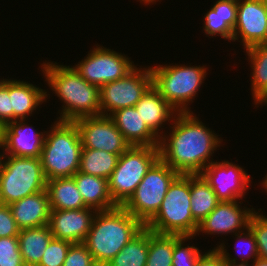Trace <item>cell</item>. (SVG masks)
Returning a JSON list of instances; mask_svg holds the SVG:
<instances>
[{
    "instance_id": "cell-23",
    "label": "cell",
    "mask_w": 267,
    "mask_h": 266,
    "mask_svg": "<svg viewBox=\"0 0 267 266\" xmlns=\"http://www.w3.org/2000/svg\"><path fill=\"white\" fill-rule=\"evenodd\" d=\"M76 186L82 195L84 203L97 211H107L116 208L109 192L106 178L76 172L72 176Z\"/></svg>"
},
{
    "instance_id": "cell-4",
    "label": "cell",
    "mask_w": 267,
    "mask_h": 266,
    "mask_svg": "<svg viewBox=\"0 0 267 266\" xmlns=\"http://www.w3.org/2000/svg\"><path fill=\"white\" fill-rule=\"evenodd\" d=\"M46 131L40 155L47 180L72 177L79 171L82 142L75 122L55 120Z\"/></svg>"
},
{
    "instance_id": "cell-21",
    "label": "cell",
    "mask_w": 267,
    "mask_h": 266,
    "mask_svg": "<svg viewBox=\"0 0 267 266\" xmlns=\"http://www.w3.org/2000/svg\"><path fill=\"white\" fill-rule=\"evenodd\" d=\"M18 228H35L47 225L50 203L46 190L24 197L9 205Z\"/></svg>"
},
{
    "instance_id": "cell-17",
    "label": "cell",
    "mask_w": 267,
    "mask_h": 266,
    "mask_svg": "<svg viewBox=\"0 0 267 266\" xmlns=\"http://www.w3.org/2000/svg\"><path fill=\"white\" fill-rule=\"evenodd\" d=\"M97 213L94 208L51 210L48 226L55 239L83 243Z\"/></svg>"
},
{
    "instance_id": "cell-40",
    "label": "cell",
    "mask_w": 267,
    "mask_h": 266,
    "mask_svg": "<svg viewBox=\"0 0 267 266\" xmlns=\"http://www.w3.org/2000/svg\"><path fill=\"white\" fill-rule=\"evenodd\" d=\"M224 240H222V242H218L219 244L216 247L217 251L221 254V256L224 259L225 262V266H253V263L250 265V262H243V261H238L239 259H237L238 257H233L232 254L230 255L226 245L223 242Z\"/></svg>"
},
{
    "instance_id": "cell-14",
    "label": "cell",
    "mask_w": 267,
    "mask_h": 266,
    "mask_svg": "<svg viewBox=\"0 0 267 266\" xmlns=\"http://www.w3.org/2000/svg\"><path fill=\"white\" fill-rule=\"evenodd\" d=\"M266 29L267 0H237V20L232 42H240L244 50L257 44H266Z\"/></svg>"
},
{
    "instance_id": "cell-11",
    "label": "cell",
    "mask_w": 267,
    "mask_h": 266,
    "mask_svg": "<svg viewBox=\"0 0 267 266\" xmlns=\"http://www.w3.org/2000/svg\"><path fill=\"white\" fill-rule=\"evenodd\" d=\"M137 66L140 65L136 64L125 77L100 88V115L109 116L118 109L134 107L152 85L150 66Z\"/></svg>"
},
{
    "instance_id": "cell-33",
    "label": "cell",
    "mask_w": 267,
    "mask_h": 266,
    "mask_svg": "<svg viewBox=\"0 0 267 266\" xmlns=\"http://www.w3.org/2000/svg\"><path fill=\"white\" fill-rule=\"evenodd\" d=\"M71 242L53 238L37 266H63Z\"/></svg>"
},
{
    "instance_id": "cell-24",
    "label": "cell",
    "mask_w": 267,
    "mask_h": 266,
    "mask_svg": "<svg viewBox=\"0 0 267 266\" xmlns=\"http://www.w3.org/2000/svg\"><path fill=\"white\" fill-rule=\"evenodd\" d=\"M46 191L51 210H76L88 207L73 177L47 180Z\"/></svg>"
},
{
    "instance_id": "cell-34",
    "label": "cell",
    "mask_w": 267,
    "mask_h": 266,
    "mask_svg": "<svg viewBox=\"0 0 267 266\" xmlns=\"http://www.w3.org/2000/svg\"><path fill=\"white\" fill-rule=\"evenodd\" d=\"M0 266H25L17 236L0 238Z\"/></svg>"
},
{
    "instance_id": "cell-1",
    "label": "cell",
    "mask_w": 267,
    "mask_h": 266,
    "mask_svg": "<svg viewBox=\"0 0 267 266\" xmlns=\"http://www.w3.org/2000/svg\"><path fill=\"white\" fill-rule=\"evenodd\" d=\"M159 138V158L179 174H200L214 162L223 139L191 112H177ZM212 157V158H211Z\"/></svg>"
},
{
    "instance_id": "cell-27",
    "label": "cell",
    "mask_w": 267,
    "mask_h": 266,
    "mask_svg": "<svg viewBox=\"0 0 267 266\" xmlns=\"http://www.w3.org/2000/svg\"><path fill=\"white\" fill-rule=\"evenodd\" d=\"M120 155L103 150L82 148L79 172L108 180L116 168Z\"/></svg>"
},
{
    "instance_id": "cell-26",
    "label": "cell",
    "mask_w": 267,
    "mask_h": 266,
    "mask_svg": "<svg viewBox=\"0 0 267 266\" xmlns=\"http://www.w3.org/2000/svg\"><path fill=\"white\" fill-rule=\"evenodd\" d=\"M191 214L199 224L220 202L201 174H190Z\"/></svg>"
},
{
    "instance_id": "cell-7",
    "label": "cell",
    "mask_w": 267,
    "mask_h": 266,
    "mask_svg": "<svg viewBox=\"0 0 267 266\" xmlns=\"http://www.w3.org/2000/svg\"><path fill=\"white\" fill-rule=\"evenodd\" d=\"M40 157L0 156V204L10 205L46 190Z\"/></svg>"
},
{
    "instance_id": "cell-43",
    "label": "cell",
    "mask_w": 267,
    "mask_h": 266,
    "mask_svg": "<svg viewBox=\"0 0 267 266\" xmlns=\"http://www.w3.org/2000/svg\"><path fill=\"white\" fill-rule=\"evenodd\" d=\"M138 1H140V3H142L143 5L147 4V5L151 6L152 4H156V2H158L159 0H138Z\"/></svg>"
},
{
    "instance_id": "cell-44",
    "label": "cell",
    "mask_w": 267,
    "mask_h": 266,
    "mask_svg": "<svg viewBox=\"0 0 267 266\" xmlns=\"http://www.w3.org/2000/svg\"><path fill=\"white\" fill-rule=\"evenodd\" d=\"M263 180V182L261 181V183H260V186L261 187H263V189L265 190V192L267 193V174L265 175V177L264 178H262Z\"/></svg>"
},
{
    "instance_id": "cell-18",
    "label": "cell",
    "mask_w": 267,
    "mask_h": 266,
    "mask_svg": "<svg viewBox=\"0 0 267 266\" xmlns=\"http://www.w3.org/2000/svg\"><path fill=\"white\" fill-rule=\"evenodd\" d=\"M148 128L160 138L167 128L166 123L173 121L177 111L160 95L159 91L151 85L134 106ZM164 127V128H162Z\"/></svg>"
},
{
    "instance_id": "cell-45",
    "label": "cell",
    "mask_w": 267,
    "mask_h": 266,
    "mask_svg": "<svg viewBox=\"0 0 267 266\" xmlns=\"http://www.w3.org/2000/svg\"><path fill=\"white\" fill-rule=\"evenodd\" d=\"M3 125L0 123V146L2 145L3 140Z\"/></svg>"
},
{
    "instance_id": "cell-15",
    "label": "cell",
    "mask_w": 267,
    "mask_h": 266,
    "mask_svg": "<svg viewBox=\"0 0 267 266\" xmlns=\"http://www.w3.org/2000/svg\"><path fill=\"white\" fill-rule=\"evenodd\" d=\"M242 201H220L209 215L199 223L195 236H199L200 232L203 236L204 234L207 236L208 234L226 236L245 230L256 209L252 205H250L252 208L242 207Z\"/></svg>"
},
{
    "instance_id": "cell-19",
    "label": "cell",
    "mask_w": 267,
    "mask_h": 266,
    "mask_svg": "<svg viewBox=\"0 0 267 266\" xmlns=\"http://www.w3.org/2000/svg\"><path fill=\"white\" fill-rule=\"evenodd\" d=\"M48 92L30 83V81L10 78L9 97L13 109V121L24 119L29 121L28 116H32L34 111L36 112V109L38 110L42 103H46L47 99L50 98Z\"/></svg>"
},
{
    "instance_id": "cell-16",
    "label": "cell",
    "mask_w": 267,
    "mask_h": 266,
    "mask_svg": "<svg viewBox=\"0 0 267 266\" xmlns=\"http://www.w3.org/2000/svg\"><path fill=\"white\" fill-rule=\"evenodd\" d=\"M26 121H12L3 127L1 155L40 157L46 131L36 130Z\"/></svg>"
},
{
    "instance_id": "cell-6",
    "label": "cell",
    "mask_w": 267,
    "mask_h": 266,
    "mask_svg": "<svg viewBox=\"0 0 267 266\" xmlns=\"http://www.w3.org/2000/svg\"><path fill=\"white\" fill-rule=\"evenodd\" d=\"M190 199V174H179L145 227L160 234L196 235L199 224L191 214Z\"/></svg>"
},
{
    "instance_id": "cell-25",
    "label": "cell",
    "mask_w": 267,
    "mask_h": 266,
    "mask_svg": "<svg viewBox=\"0 0 267 266\" xmlns=\"http://www.w3.org/2000/svg\"><path fill=\"white\" fill-rule=\"evenodd\" d=\"M17 237L25 266H37L49 242L54 238L48 224L35 228L21 229Z\"/></svg>"
},
{
    "instance_id": "cell-35",
    "label": "cell",
    "mask_w": 267,
    "mask_h": 266,
    "mask_svg": "<svg viewBox=\"0 0 267 266\" xmlns=\"http://www.w3.org/2000/svg\"><path fill=\"white\" fill-rule=\"evenodd\" d=\"M237 243H241V247L244 245L243 248L239 247L240 245L236 244L237 246L234 247L236 249L235 251H238V257L239 261L243 262H251L253 263L258 257V250H257V244L255 237L249 227H247L245 230L235 233L234 234ZM243 240V241H242ZM244 242V243H243ZM239 247L240 249H238ZM246 247V250L244 251V248Z\"/></svg>"
},
{
    "instance_id": "cell-32",
    "label": "cell",
    "mask_w": 267,
    "mask_h": 266,
    "mask_svg": "<svg viewBox=\"0 0 267 266\" xmlns=\"http://www.w3.org/2000/svg\"><path fill=\"white\" fill-rule=\"evenodd\" d=\"M261 210L251 215L248 227L255 237L259 258L267 260V216Z\"/></svg>"
},
{
    "instance_id": "cell-28",
    "label": "cell",
    "mask_w": 267,
    "mask_h": 266,
    "mask_svg": "<svg viewBox=\"0 0 267 266\" xmlns=\"http://www.w3.org/2000/svg\"><path fill=\"white\" fill-rule=\"evenodd\" d=\"M149 229L144 227L106 266H146Z\"/></svg>"
},
{
    "instance_id": "cell-5",
    "label": "cell",
    "mask_w": 267,
    "mask_h": 266,
    "mask_svg": "<svg viewBox=\"0 0 267 266\" xmlns=\"http://www.w3.org/2000/svg\"><path fill=\"white\" fill-rule=\"evenodd\" d=\"M208 69L206 65L176 63L151 66L152 85L177 112H191L188 106L202 90Z\"/></svg>"
},
{
    "instance_id": "cell-13",
    "label": "cell",
    "mask_w": 267,
    "mask_h": 266,
    "mask_svg": "<svg viewBox=\"0 0 267 266\" xmlns=\"http://www.w3.org/2000/svg\"><path fill=\"white\" fill-rule=\"evenodd\" d=\"M74 122L80 133L82 148L122 154L131 146L109 116L83 117Z\"/></svg>"
},
{
    "instance_id": "cell-30",
    "label": "cell",
    "mask_w": 267,
    "mask_h": 266,
    "mask_svg": "<svg viewBox=\"0 0 267 266\" xmlns=\"http://www.w3.org/2000/svg\"><path fill=\"white\" fill-rule=\"evenodd\" d=\"M178 234H160L149 229V251L146 266H172L173 249Z\"/></svg>"
},
{
    "instance_id": "cell-38",
    "label": "cell",
    "mask_w": 267,
    "mask_h": 266,
    "mask_svg": "<svg viewBox=\"0 0 267 266\" xmlns=\"http://www.w3.org/2000/svg\"><path fill=\"white\" fill-rule=\"evenodd\" d=\"M13 121V109L9 97V79H4L0 85V123L5 126Z\"/></svg>"
},
{
    "instance_id": "cell-39",
    "label": "cell",
    "mask_w": 267,
    "mask_h": 266,
    "mask_svg": "<svg viewBox=\"0 0 267 266\" xmlns=\"http://www.w3.org/2000/svg\"><path fill=\"white\" fill-rule=\"evenodd\" d=\"M196 266H225V262L217 249L213 248L200 257Z\"/></svg>"
},
{
    "instance_id": "cell-2",
    "label": "cell",
    "mask_w": 267,
    "mask_h": 266,
    "mask_svg": "<svg viewBox=\"0 0 267 266\" xmlns=\"http://www.w3.org/2000/svg\"><path fill=\"white\" fill-rule=\"evenodd\" d=\"M44 82L62 104L57 120L74 122L83 117L100 115V88L89 84L73 65L54 61L41 63Z\"/></svg>"
},
{
    "instance_id": "cell-31",
    "label": "cell",
    "mask_w": 267,
    "mask_h": 266,
    "mask_svg": "<svg viewBox=\"0 0 267 266\" xmlns=\"http://www.w3.org/2000/svg\"><path fill=\"white\" fill-rule=\"evenodd\" d=\"M195 237V235H179L175 239L172 266H196L205 251L202 252L197 246H194L195 244H186L188 240L195 239Z\"/></svg>"
},
{
    "instance_id": "cell-41",
    "label": "cell",
    "mask_w": 267,
    "mask_h": 266,
    "mask_svg": "<svg viewBox=\"0 0 267 266\" xmlns=\"http://www.w3.org/2000/svg\"><path fill=\"white\" fill-rule=\"evenodd\" d=\"M252 104H254L257 108L259 105H261V107H263V105L267 107V91L255 103Z\"/></svg>"
},
{
    "instance_id": "cell-37",
    "label": "cell",
    "mask_w": 267,
    "mask_h": 266,
    "mask_svg": "<svg viewBox=\"0 0 267 266\" xmlns=\"http://www.w3.org/2000/svg\"><path fill=\"white\" fill-rule=\"evenodd\" d=\"M18 228L9 205L0 204V238L18 236Z\"/></svg>"
},
{
    "instance_id": "cell-8",
    "label": "cell",
    "mask_w": 267,
    "mask_h": 266,
    "mask_svg": "<svg viewBox=\"0 0 267 266\" xmlns=\"http://www.w3.org/2000/svg\"><path fill=\"white\" fill-rule=\"evenodd\" d=\"M159 159L158 146H130L118 159L108 179L109 192L116 206L132 196L147 171Z\"/></svg>"
},
{
    "instance_id": "cell-10",
    "label": "cell",
    "mask_w": 267,
    "mask_h": 266,
    "mask_svg": "<svg viewBox=\"0 0 267 266\" xmlns=\"http://www.w3.org/2000/svg\"><path fill=\"white\" fill-rule=\"evenodd\" d=\"M85 57L73 67L89 84L99 88L125 77L136 67L130 57L98 44Z\"/></svg>"
},
{
    "instance_id": "cell-12",
    "label": "cell",
    "mask_w": 267,
    "mask_h": 266,
    "mask_svg": "<svg viewBox=\"0 0 267 266\" xmlns=\"http://www.w3.org/2000/svg\"><path fill=\"white\" fill-rule=\"evenodd\" d=\"M200 174L213 189L219 201L245 199L252 183L250 174L242 166L228 160L214 161Z\"/></svg>"
},
{
    "instance_id": "cell-29",
    "label": "cell",
    "mask_w": 267,
    "mask_h": 266,
    "mask_svg": "<svg viewBox=\"0 0 267 266\" xmlns=\"http://www.w3.org/2000/svg\"><path fill=\"white\" fill-rule=\"evenodd\" d=\"M251 68V95L254 103L267 91V44L261 43L245 49Z\"/></svg>"
},
{
    "instance_id": "cell-9",
    "label": "cell",
    "mask_w": 267,
    "mask_h": 266,
    "mask_svg": "<svg viewBox=\"0 0 267 266\" xmlns=\"http://www.w3.org/2000/svg\"><path fill=\"white\" fill-rule=\"evenodd\" d=\"M178 175L159 158L122 207L145 225L158 212L169 186Z\"/></svg>"
},
{
    "instance_id": "cell-20",
    "label": "cell",
    "mask_w": 267,
    "mask_h": 266,
    "mask_svg": "<svg viewBox=\"0 0 267 266\" xmlns=\"http://www.w3.org/2000/svg\"><path fill=\"white\" fill-rule=\"evenodd\" d=\"M109 117L131 146H159V138L148 128L135 107L118 109Z\"/></svg>"
},
{
    "instance_id": "cell-3",
    "label": "cell",
    "mask_w": 267,
    "mask_h": 266,
    "mask_svg": "<svg viewBox=\"0 0 267 266\" xmlns=\"http://www.w3.org/2000/svg\"><path fill=\"white\" fill-rule=\"evenodd\" d=\"M145 225L123 207L97 211L83 242L98 266H106Z\"/></svg>"
},
{
    "instance_id": "cell-46",
    "label": "cell",
    "mask_w": 267,
    "mask_h": 266,
    "mask_svg": "<svg viewBox=\"0 0 267 266\" xmlns=\"http://www.w3.org/2000/svg\"><path fill=\"white\" fill-rule=\"evenodd\" d=\"M3 81H4V78H3V80H2V78H1V80H0V85L3 83Z\"/></svg>"
},
{
    "instance_id": "cell-42",
    "label": "cell",
    "mask_w": 267,
    "mask_h": 266,
    "mask_svg": "<svg viewBox=\"0 0 267 266\" xmlns=\"http://www.w3.org/2000/svg\"><path fill=\"white\" fill-rule=\"evenodd\" d=\"M253 266H267V260L258 257L253 262Z\"/></svg>"
},
{
    "instance_id": "cell-36",
    "label": "cell",
    "mask_w": 267,
    "mask_h": 266,
    "mask_svg": "<svg viewBox=\"0 0 267 266\" xmlns=\"http://www.w3.org/2000/svg\"><path fill=\"white\" fill-rule=\"evenodd\" d=\"M63 266H98L84 243H72Z\"/></svg>"
},
{
    "instance_id": "cell-22",
    "label": "cell",
    "mask_w": 267,
    "mask_h": 266,
    "mask_svg": "<svg viewBox=\"0 0 267 266\" xmlns=\"http://www.w3.org/2000/svg\"><path fill=\"white\" fill-rule=\"evenodd\" d=\"M203 18L202 30L206 36H220L231 42L237 20V0H216Z\"/></svg>"
}]
</instances>
